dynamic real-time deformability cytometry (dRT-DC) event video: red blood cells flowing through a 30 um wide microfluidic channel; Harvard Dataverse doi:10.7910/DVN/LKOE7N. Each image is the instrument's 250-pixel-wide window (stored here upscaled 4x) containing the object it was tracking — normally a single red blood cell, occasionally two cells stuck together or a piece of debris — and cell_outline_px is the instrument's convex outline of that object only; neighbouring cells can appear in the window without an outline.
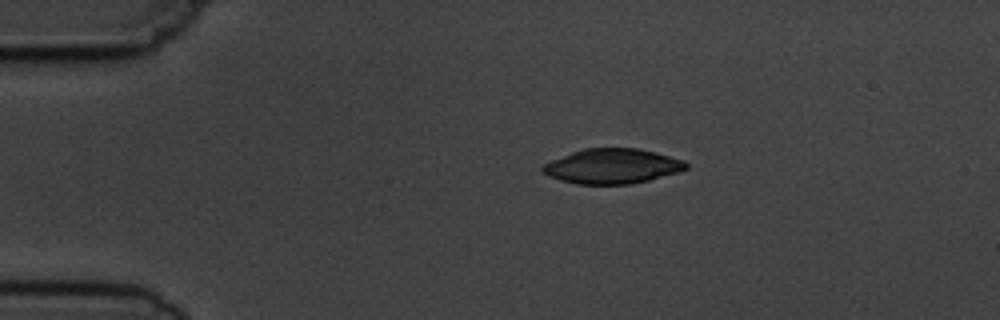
{"species": "common noctule bat (a hibernating species)", "species_latin": "Nyctalus noctula", "temperature_condition": "cold", "stored_images_in_passage": 5, "camera_frame_rate_fps": 3000, "um_per_image_px": 0.085, "animal": {"sex": "male", "body_mass_g": 19.5, "forearm_length_mm": 54.6}, "frame": {"image": 1, "passage_image": 2, "time_ms": 1.333, "image_size_px": [1000, 320], "cell_outline_px": [[688, 168], [680, 172], [648, 180], [628, 184], [576, 184], [560, 180], [548, 176], [540, 168], [544, 164], [552, 160], [572, 152], [584, 148], [636, 148], [656, 152], [684, 160], [688, 164]], "centroid_in_image_um": [52.06, 14.12], "position_along_channel_um": 32.9, "area_um2": 29.13}}